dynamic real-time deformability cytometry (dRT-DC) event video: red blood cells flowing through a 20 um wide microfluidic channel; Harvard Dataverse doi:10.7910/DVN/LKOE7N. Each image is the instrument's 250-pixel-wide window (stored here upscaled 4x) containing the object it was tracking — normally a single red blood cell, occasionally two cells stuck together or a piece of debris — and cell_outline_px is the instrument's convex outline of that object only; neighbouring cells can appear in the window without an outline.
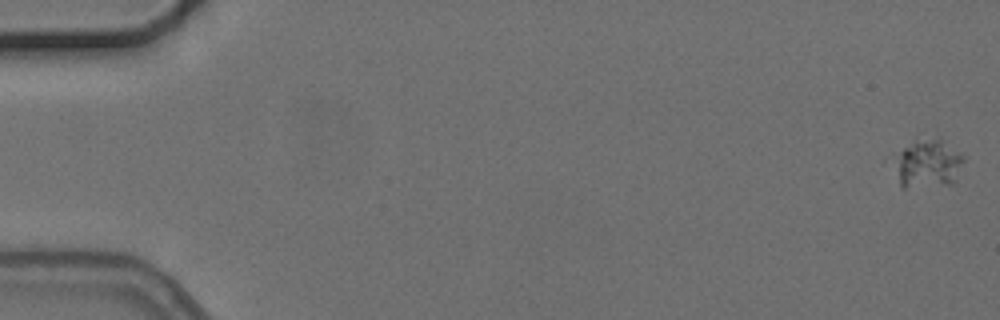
{"species": "common noctule bat (a hibernating species)", "species_latin": "Nyctalus noctula", "temperature_condition": "cold", "stored_images_in_passage": 6, "camera_frame_rate_fps": 3000, "um_per_image_px": 0.085, "animal": {"sex": "female", "body_mass_g": 24.6, "forearm_length_mm": 56.2}, "frame": {"image": 1, "passage_image": 1, "time_ms": 0.0, "image_size_px": [1000, 320], "cell_outline_px": [[964, 160], [956, 180], [952, 184], [904, 188], [900, 184], [884, 160], [888, 156], [916, 136], [940, 140], [960, 152], [964, 156]], "centroid_in_image_um": [78.65, 13.87], "position_along_channel_um": 6.4, "area_um2": 21.27}}
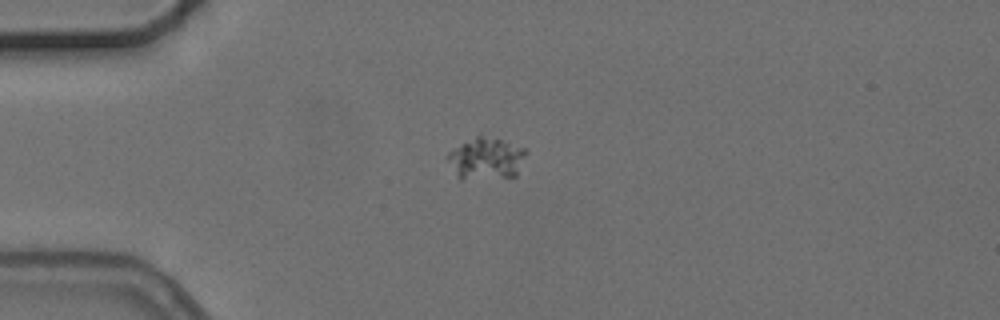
{"frame": {"image": 2, "passage_image": 5, "time_ms": 4.667, "image_size_px": [1000, 320], "cell_outline_px": [[528, 152], [516, 176], [460, 180], [444, 160], [444, 156], [448, 152], [480, 132], [528, 148]], "centroid_in_image_um": [41.3, 13.44], "position_along_channel_um": 43.7, "area_um2": 20.06}}